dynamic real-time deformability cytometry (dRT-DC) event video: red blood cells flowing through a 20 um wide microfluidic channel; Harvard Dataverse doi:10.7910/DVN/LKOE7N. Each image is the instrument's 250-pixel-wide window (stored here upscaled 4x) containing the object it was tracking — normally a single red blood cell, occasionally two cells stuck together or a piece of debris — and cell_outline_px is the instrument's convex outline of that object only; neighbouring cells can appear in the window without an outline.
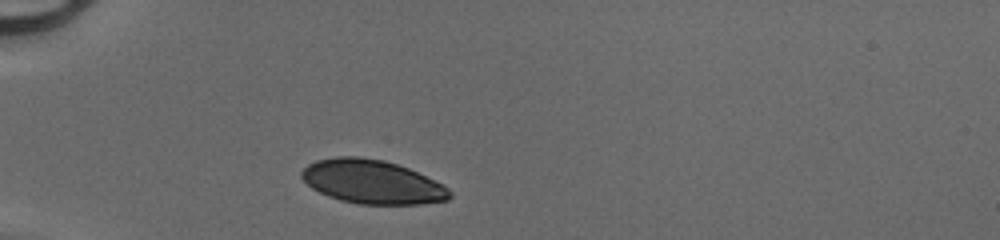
{"species": "human", "species_latin": "Homo sapiens", "temperature_condition": "cold", "stored_images_in_passage": 28, "camera_frame_rate_fps": 3000, "um_per_image_px": 0.085, "donor": {"sex": "male"}, "frame": {"image": 1, "passage_image": 1, "time_ms": 0.0, "image_size_px": [1000, 240], "cell_outline_px": [[452, 196], [448, 200], [420, 204], [360, 204], [340, 200], [328, 196], [312, 188], [300, 176], [300, 172], [308, 164], [316, 160], [336, 156], [360, 156], [384, 160], [408, 168], [444, 184], [452, 192]], "centroid_in_image_um": [31.64, 15.45], "position_along_channel_um": 53.4, "area_um2": 37.92}}
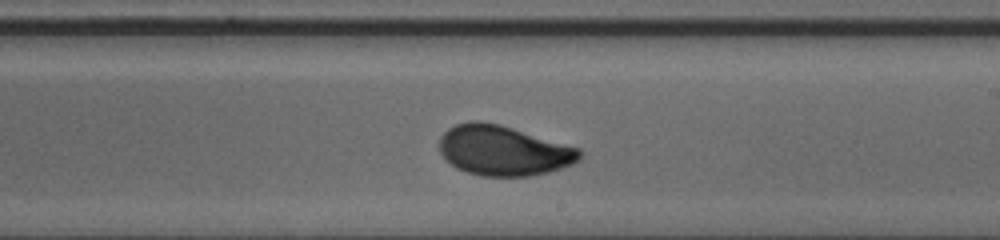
{"frame": {"image": 2, "passage_image": 16, "time_ms": 5.0, "image_size_px": [1000, 240], "cell_outline_px": [[584, 152], [580, 160], [572, 164], [548, 172], [528, 176], [480, 176], [456, 168], [440, 152], [440, 136], [448, 128], [456, 124], [468, 120], [480, 120], [500, 124], [580, 148]], "centroid_in_image_um": [42.8, 12.78], "position_along_channel_um": 246.2, "area_um2": 41.04}}
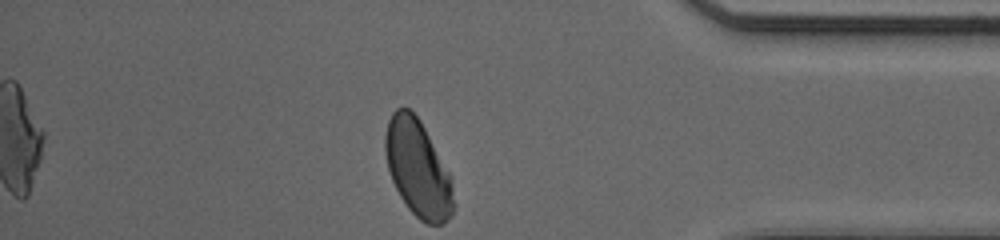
{"frame": {"image": 3, "passage_image": 28, "time_ms": 9.0, "image_size_px": [1000, 240], "cell_outline_px": [[456, 204], [452, 216], [444, 224], [428, 224], [420, 220], [408, 208], [400, 196], [392, 180], [388, 168], [384, 148], [384, 136], [388, 120], [392, 112], [396, 108], [408, 108], [420, 120], [448, 172], [452, 180]], "centroid_in_image_um": [35.53, 14.36], "position_along_channel_um": 399.7, "area_um2": 38.55}}